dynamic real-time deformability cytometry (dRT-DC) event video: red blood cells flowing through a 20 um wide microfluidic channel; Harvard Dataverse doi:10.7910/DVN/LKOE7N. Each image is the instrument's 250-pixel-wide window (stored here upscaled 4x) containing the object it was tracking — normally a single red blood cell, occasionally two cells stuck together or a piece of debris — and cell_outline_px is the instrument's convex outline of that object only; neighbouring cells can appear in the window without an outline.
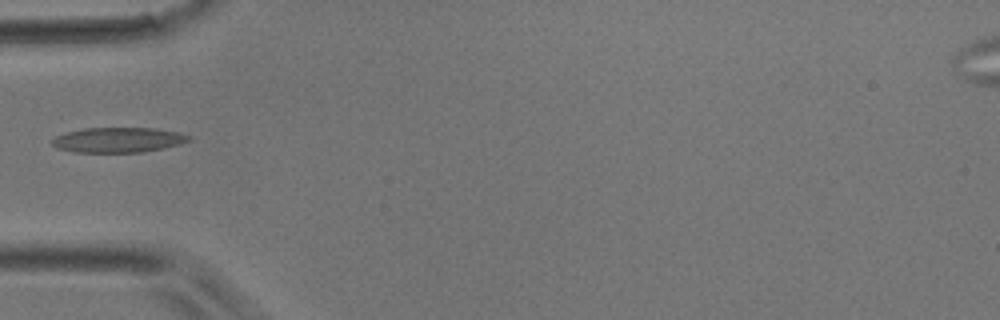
{"species": "common noctule bat (a hibernating species)", "species_latin": "Nyctalus noctula", "temperature_condition": "room temperature", "stored_images_in_passage": 1, "camera_frame_rate_fps": 3000, "um_per_image_px": 0.085, "animal": {"sex": "male", "body_mass_g": 17.9}, "frame": {"image": 1, "passage_image": 1, "time_ms": 0.0, "image_size_px": [1000, 320], "cell_outline_px": [[192, 140], [180, 144], [164, 148], [144, 152], [72, 152], [56, 148], [52, 144], [52, 140], [56, 136], [64, 132], [84, 128], [156, 128], [180, 132], [192, 136]], "centroid_in_image_um": [10.07, 11.89], "position_along_channel_um": 74.9, "area_um2": 20.23}}